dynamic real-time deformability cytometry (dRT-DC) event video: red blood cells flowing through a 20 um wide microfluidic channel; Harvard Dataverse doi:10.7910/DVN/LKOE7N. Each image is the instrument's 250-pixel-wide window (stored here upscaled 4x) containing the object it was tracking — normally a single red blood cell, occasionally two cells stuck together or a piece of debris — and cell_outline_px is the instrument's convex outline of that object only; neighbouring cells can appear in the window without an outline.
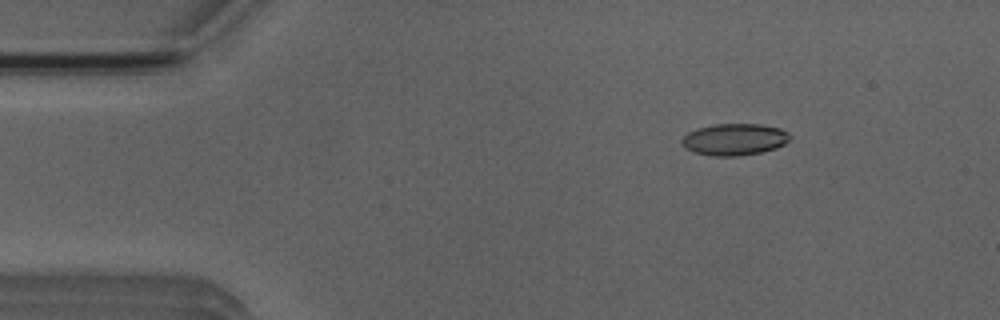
{"species": "Egyptian fruit bat (a non-hibernating species)", "species_latin": "Rousettus aegyptiacus", "temperature_condition": "room temperature", "stored_images_in_passage": 4, "camera_frame_rate_fps": 3000, "um_per_image_px": 0.085, "animal": {"sex": "male"}, "frame": {"image": 1, "passage_image": 2, "time_ms": 1.333, "image_size_px": [1000, 320], "cell_outline_px": [[792, 136], [784, 144], [776, 148], [760, 152], [736, 156], [712, 156], [696, 152], [684, 148], [680, 144], [680, 140], [688, 132], [696, 128], [716, 124], [760, 124], [780, 128], [788, 132]], "centroid_in_image_um": [62.41, 11.84], "position_along_channel_um": 22.6, "area_um2": 20.06}}
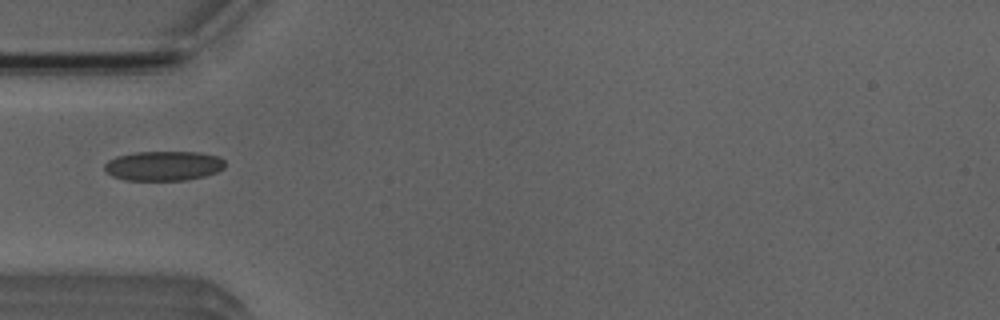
{"frame": {"image": 2, "passage_image": 4, "time_ms": 4.333, "image_size_px": [1000, 320], "cell_outline_px": [[224, 168], [216, 172], [204, 176], [188, 180], [124, 180], [112, 176], [104, 168], [104, 164], [108, 160], [116, 156], [136, 152], [200, 152], [216, 156], [224, 160]], "centroid_in_image_um": [13.88, 14.09], "position_along_channel_um": 71.1, "area_um2": 20.81}}